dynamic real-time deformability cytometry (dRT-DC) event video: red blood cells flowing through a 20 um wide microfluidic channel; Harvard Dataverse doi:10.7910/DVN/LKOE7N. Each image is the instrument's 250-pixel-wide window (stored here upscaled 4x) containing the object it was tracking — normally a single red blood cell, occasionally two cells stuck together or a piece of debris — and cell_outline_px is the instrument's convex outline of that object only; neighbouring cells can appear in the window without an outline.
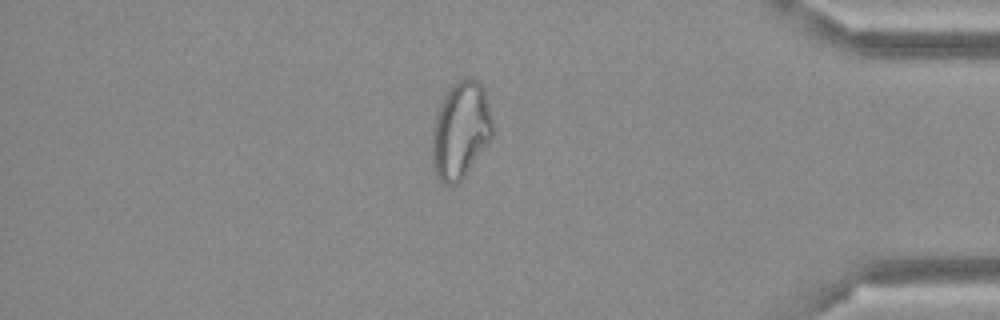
{"species": "Egyptian fruit bat (a non-hibernating species)", "species_latin": "Rousettus aegyptiacus", "temperature_condition": "cold", "stored_images_in_passage": 49, "camera_frame_rate_fps": 3000, "um_per_image_px": 0.085, "frame": {"image": 1, "passage_image": 42, "time_ms": 13.667, "image_size_px": [1000, 320], "cell_outline_px": [[492, 136], [460, 184], [452, 188], [444, 184], [436, 176], [432, 168], [432, 124], [440, 104], [444, 96], [452, 84], [456, 80], [464, 76], [472, 76], [484, 88], [492, 120]], "centroid_in_image_um": [39.12, 11.1], "position_along_channel_um": 396.1, "area_um2": 34.8}}